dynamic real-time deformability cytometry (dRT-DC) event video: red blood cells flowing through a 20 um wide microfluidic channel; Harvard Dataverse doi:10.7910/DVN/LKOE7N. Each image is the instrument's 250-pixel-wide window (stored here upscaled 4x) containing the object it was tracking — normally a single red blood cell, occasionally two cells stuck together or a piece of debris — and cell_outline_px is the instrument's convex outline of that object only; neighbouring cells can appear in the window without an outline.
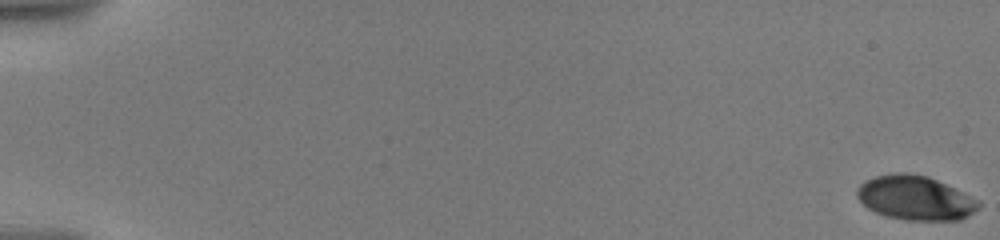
{"species": "human", "species_latin": "Homo sapiens", "temperature_condition": "warm", "stored_images_in_passage": 12, "camera_frame_rate_fps": 3000, "um_per_image_px": 0.085, "donor": {"sex": "male"}, "frame": {"image": 1, "passage_image": 1, "time_ms": 0.0, "image_size_px": [1000, 240], "cell_outline_px": [[980, 208], [968, 216], [960, 220], [904, 220], [884, 216], [868, 208], [856, 196], [856, 188], [864, 180], [876, 176], [896, 172], [904, 172], [928, 176], [980, 200]], "centroid_in_image_um": [77.79, 16.82], "position_along_channel_um": 7.2, "area_um2": 31.56}}
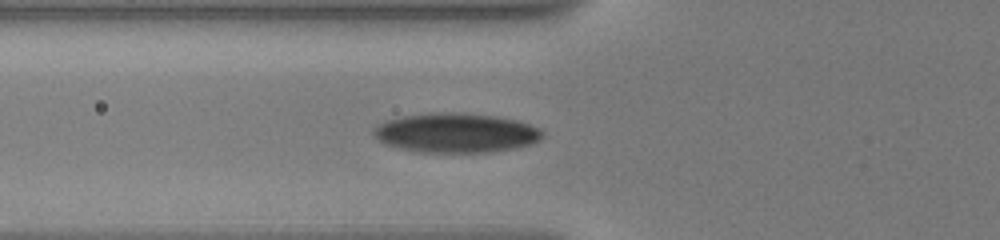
{"frame": {"image": 2, "passage_image": 9, "time_ms": 7.667, "image_size_px": [1000, 240], "cell_outline_px": [[544, 136], [540, 140], [532, 144], [516, 148], [488, 152], [420, 152], [400, 148], [388, 144], [380, 140], [372, 132], [380, 124], [388, 120], [404, 116], [428, 112], [464, 112], [496, 116], [516, 120], [540, 128], [544, 132]], "centroid_in_image_um": [38.83, 11.28], "position_along_channel_um": 87.0, "area_um2": 38.84}}
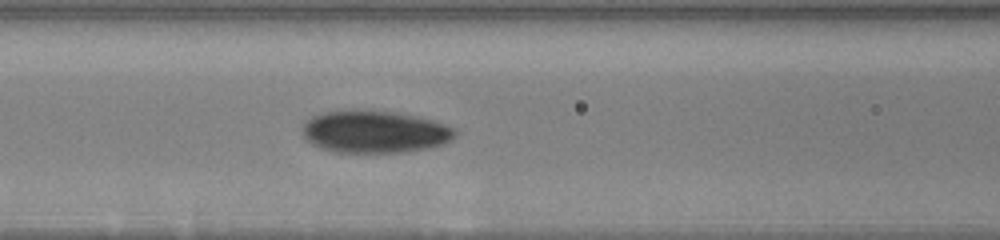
{"frame": {"image": 3, "passage_image": 12, "time_ms": 9.0, "image_size_px": [1000, 240], "cell_outline_px": [[456, 136], [452, 140], [428, 148], [400, 152], [336, 152], [320, 148], [308, 140], [300, 132], [304, 124], [312, 116], [320, 112], [352, 108], [400, 112], [432, 120], [456, 128]], "centroid_in_image_um": [31.82, 11.16], "position_along_channel_um": 134.8, "area_um2": 38.15}}